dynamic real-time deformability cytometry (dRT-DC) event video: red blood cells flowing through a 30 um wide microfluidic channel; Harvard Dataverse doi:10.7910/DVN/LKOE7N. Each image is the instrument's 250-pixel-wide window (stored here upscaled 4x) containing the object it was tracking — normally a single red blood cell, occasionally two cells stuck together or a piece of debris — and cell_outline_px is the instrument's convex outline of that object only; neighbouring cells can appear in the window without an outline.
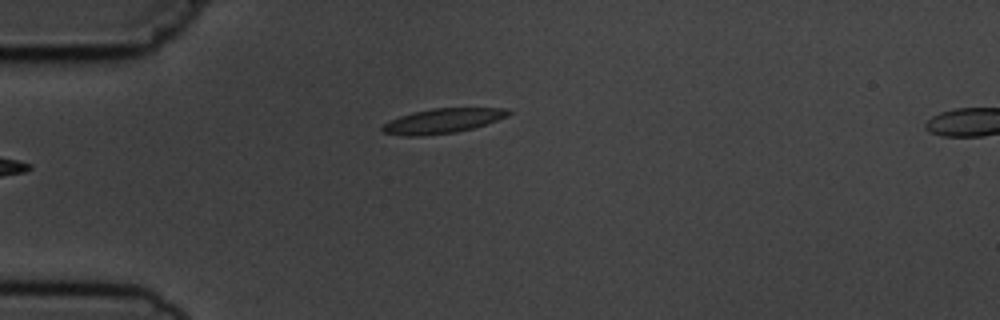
{"species": "common noctule bat (a hibernating species)", "species_latin": "Nyctalus noctula", "temperature_condition": "cold", "stored_images_in_passage": 4, "camera_frame_rate_fps": 3000, "um_per_image_px": 0.085, "animal": {"sex": "male", "body_mass_g": 19.5, "forearm_length_mm": 54.6}, "frame": {"image": 1, "passage_image": 1, "time_ms": 0.0, "image_size_px": [1000, 320], "cell_outline_px": [[512, 112], [508, 116], [472, 128], [456, 132], [420, 136], [400, 136], [384, 132], [380, 128], [388, 120], [412, 112], [432, 108], [508, 108]], "centroid_in_image_um": [37.58, 10.27], "position_along_channel_um": 47.4, "area_um2": 18.15}}
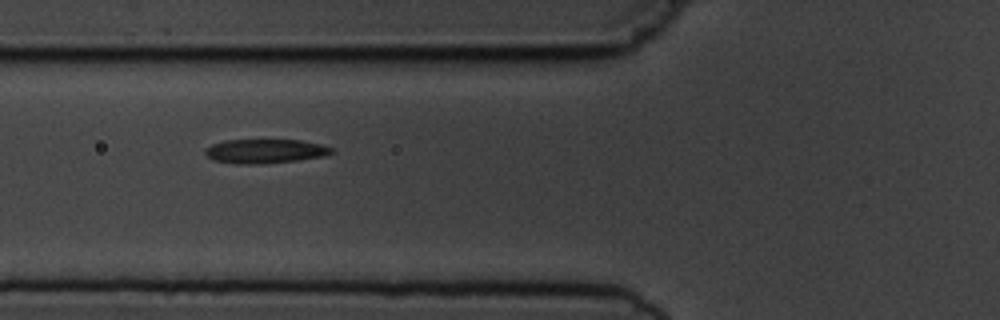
{"frame": {"image": 2, "passage_image": 3, "time_ms": 2.0, "image_size_px": [1000, 320], "cell_outline_px": [[336, 152], [324, 156], [296, 160], [260, 164], [236, 164], [212, 160], [204, 152], [204, 148], [212, 144], [224, 140], [300, 140], [320, 144], [332, 148]], "centroid_in_image_um": [22.51, 12.85], "position_along_channel_um": 103.3, "area_um2": 17.86}}
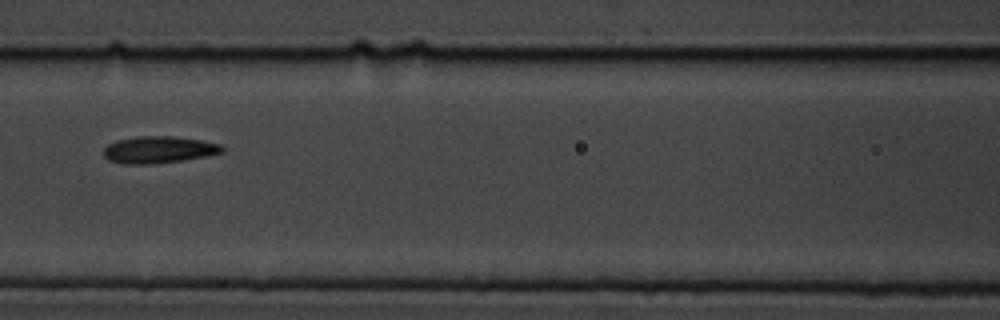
{"frame": {"image": 3, "passage_image": 4, "time_ms": 3.333, "image_size_px": [1000, 320], "cell_outline_px": [[224, 152], [204, 156], [180, 160], [152, 164], [124, 164], [108, 160], [104, 156], [104, 148], [108, 144], [116, 140], [140, 136], [172, 136], [200, 140], [220, 144], [224, 148]], "centroid_in_image_um": [13.46, 12.72], "position_along_channel_um": 153.1, "area_um2": 18.44}}